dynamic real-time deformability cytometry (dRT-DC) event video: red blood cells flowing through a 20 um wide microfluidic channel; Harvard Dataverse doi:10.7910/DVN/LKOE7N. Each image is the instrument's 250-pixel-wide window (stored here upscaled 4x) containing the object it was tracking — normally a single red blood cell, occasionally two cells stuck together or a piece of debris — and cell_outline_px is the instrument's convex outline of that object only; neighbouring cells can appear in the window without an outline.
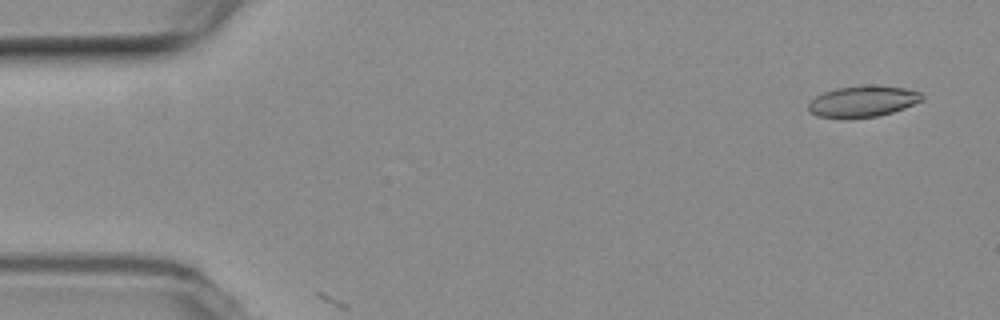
{"species": "common noctule bat (a hibernating species)", "species_latin": "Nyctalus noctula", "temperature_condition": "room temperature", "stored_images_in_passage": 4, "camera_frame_rate_fps": 3000, "um_per_image_px": 0.085, "animal": {"sex": "female", "body_mass_g": 19.3, "forearm_length_mm": 54.1}, "frame": {"image": 1, "passage_image": 3, "time_ms": 0.667, "image_size_px": [1000, 320], "cell_outline_px": [[924, 100], [904, 108], [892, 112], [876, 116], [844, 120], [816, 116], [808, 112], [808, 104], [816, 96], [824, 92], [836, 88], [868, 84], [872, 84], [904, 88], [920, 92], [924, 96]], "centroid_in_image_um": [73.31, 8.63], "position_along_channel_um": 11.7, "area_um2": 21.15}}